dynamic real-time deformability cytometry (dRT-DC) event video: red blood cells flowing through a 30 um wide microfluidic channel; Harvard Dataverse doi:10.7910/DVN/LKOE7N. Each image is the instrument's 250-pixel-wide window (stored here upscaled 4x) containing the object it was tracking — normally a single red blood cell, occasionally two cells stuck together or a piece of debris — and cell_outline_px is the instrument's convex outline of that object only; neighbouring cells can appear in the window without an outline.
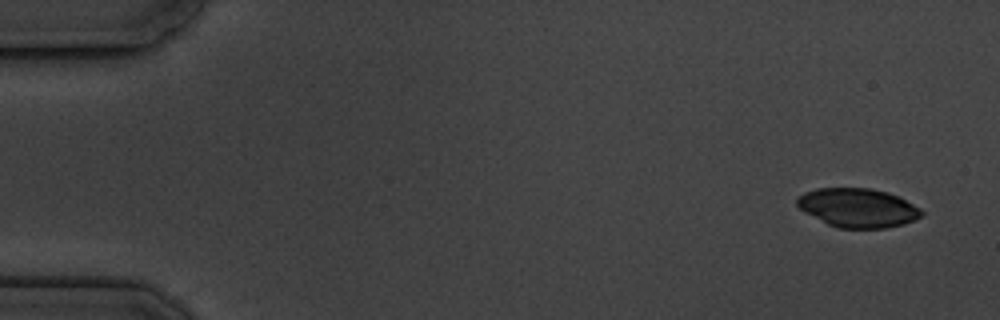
{"species": "common noctule bat (a hibernating species)", "species_latin": "Nyctalus noctula", "temperature_condition": "cold", "stored_images_in_passage": 4, "camera_frame_rate_fps": 3000, "um_per_image_px": 0.085, "animal": {"sex": "male", "body_mass_g": 19.5, "forearm_length_mm": 54.6}, "frame": {"image": 1, "passage_image": 1, "time_ms": 0.0, "image_size_px": [1000, 320], "cell_outline_px": [[924, 212], [916, 220], [904, 224], [884, 228], [836, 228], [804, 212], [796, 204], [796, 196], [804, 192], [816, 188], [868, 188], [888, 192], [900, 196], [920, 208]], "centroid_in_image_um": [72.91, 17.66], "position_along_channel_um": 12.1, "area_um2": 28.5}}
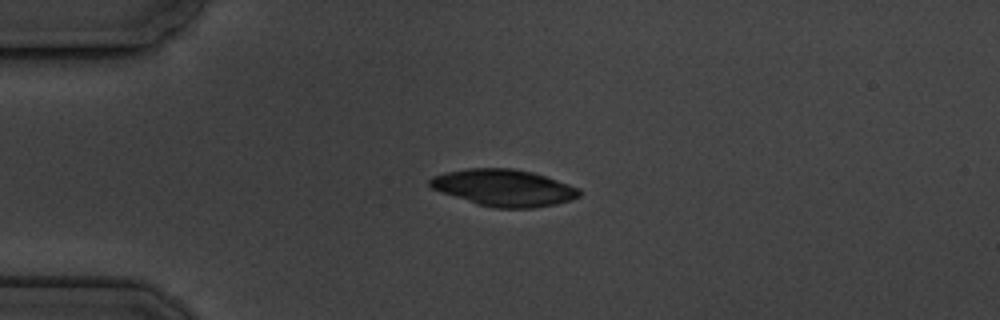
{"frame": {"image": 2, "passage_image": 4, "time_ms": 3.667, "image_size_px": [1000, 320], "cell_outline_px": [[580, 196], [572, 200], [556, 204], [532, 208], [492, 208], [440, 192], [432, 188], [428, 184], [428, 180], [432, 176], [448, 172], [468, 168], [512, 168], [532, 172], [580, 188]], "centroid_in_image_um": [42.83, 15.96], "position_along_channel_um": 42.2, "area_um2": 31.91}}